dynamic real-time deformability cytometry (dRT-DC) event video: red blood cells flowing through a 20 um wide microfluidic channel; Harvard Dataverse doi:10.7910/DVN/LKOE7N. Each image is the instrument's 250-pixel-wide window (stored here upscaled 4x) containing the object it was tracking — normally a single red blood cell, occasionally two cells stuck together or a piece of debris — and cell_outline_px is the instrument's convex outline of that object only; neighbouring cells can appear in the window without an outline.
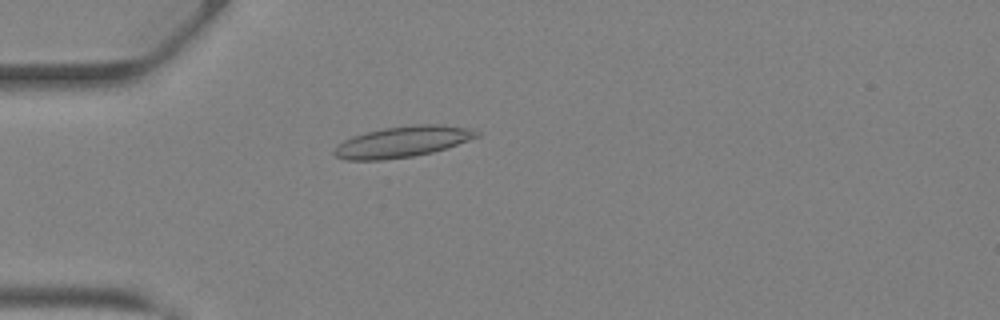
{"species": "Egyptian fruit bat (a non-hibernating species)", "species_latin": "Rousettus aegyptiacus", "temperature_condition": "warm", "stored_images_in_passage": 35, "camera_frame_rate_fps": 3000, "um_per_image_px": 0.085, "animal": {"sex": "female"}, "frame": {"image": 1, "passage_image": 6, "time_ms": 1.667, "image_size_px": [1000, 320], "cell_outline_px": [[480, 136], [432, 152], [412, 156], [384, 160], [348, 160], [336, 156], [332, 152], [344, 140], [352, 136], [384, 128], [412, 124], [440, 124], [472, 128], [480, 132]], "centroid_in_image_um": [34.24, 12.04], "position_along_channel_um": 50.8, "area_um2": 25.55}}
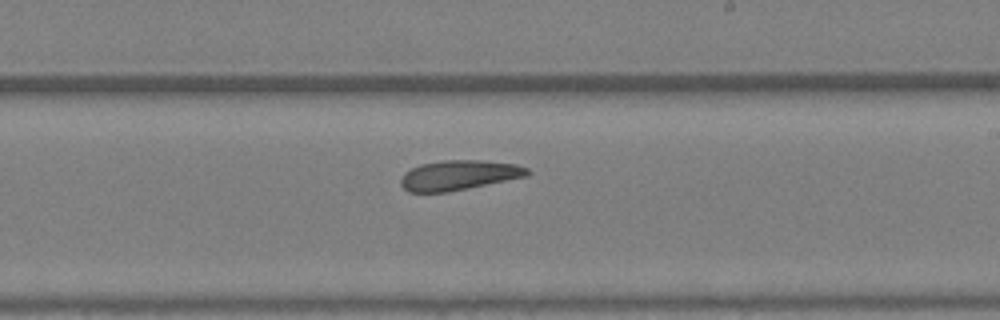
{"frame": {"image": 2, "passage_image": 19, "time_ms": 6.0, "image_size_px": [1000, 320], "cell_outline_px": [[532, 172], [528, 176], [448, 192], [408, 192], [400, 184], [400, 180], [404, 172], [420, 164], [444, 160], [480, 160], [516, 164], [528, 168]], "centroid_in_image_um": [39.01, 14.89], "position_along_channel_um": 250.0, "area_um2": 22.08}}
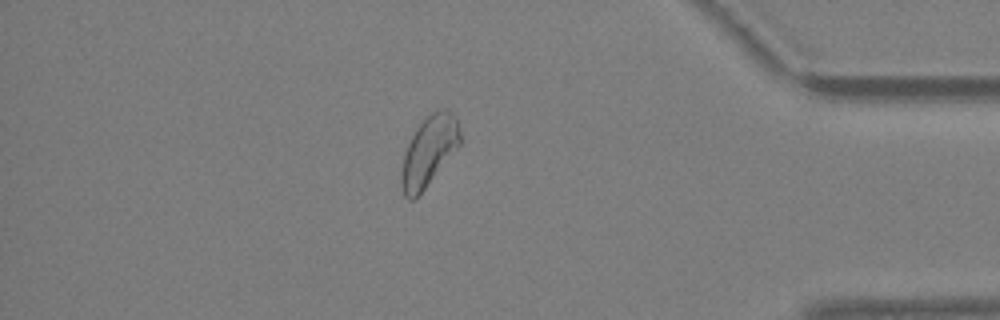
{"frame": {"image": 3, "passage_image": 30, "time_ms": 9.667, "image_size_px": [1000, 320], "cell_outline_px": [[460, 144], [424, 188], [412, 200], [408, 200], [404, 196], [400, 184], [400, 172], [404, 156], [408, 144], [416, 128], [432, 112], [440, 108], [444, 108], [452, 112], [456, 116], [460, 132]], "centroid_in_image_um": [36.44, 12.83], "position_along_channel_um": 398.8, "area_um2": 23.47}, "authors_computed_cell_mechanics": {"area_um2": 23.5824, "velocity_mm_per_s": 4.9419, "shape_relaxation_time_tau1_ms": 5.6639, "shape_relaxation_time_tau2_ms": 5.1528, "deformation_change_tau1": 0.1272, "deformation_change_tau2": 0.1495}}